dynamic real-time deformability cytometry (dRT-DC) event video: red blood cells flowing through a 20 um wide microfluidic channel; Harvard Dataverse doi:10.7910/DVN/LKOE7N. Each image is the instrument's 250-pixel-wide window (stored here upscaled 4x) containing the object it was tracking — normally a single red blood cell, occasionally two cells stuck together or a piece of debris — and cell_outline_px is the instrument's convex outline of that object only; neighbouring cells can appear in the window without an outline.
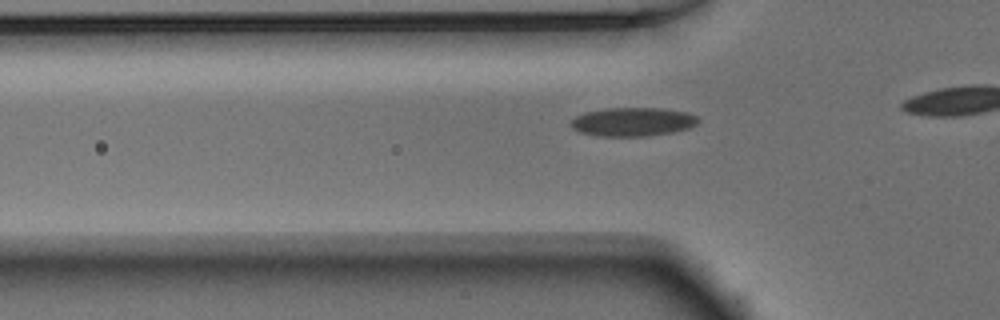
{"species": "Egyptian fruit bat (a non-hibernating species)", "species_latin": "Rousettus aegyptiacus", "temperature_condition": "warm", "stored_images_in_passage": 18, "camera_frame_rate_fps": 3000, "um_per_image_px": 0.085, "animal": {"sex": "male"}, "frame": {"image": 1, "passage_image": 13, "time_ms": 4.0, "image_size_px": [1000, 320], "cell_outline_px": [[700, 120], [696, 124], [688, 128], [672, 132], [648, 136], [596, 136], [580, 132], [572, 128], [568, 124], [576, 116], [584, 112], [608, 108], [660, 108], [688, 112], [696, 116]], "centroid_in_image_um": [53.76, 10.35], "position_along_channel_um": 72.0, "area_um2": 21.39}}